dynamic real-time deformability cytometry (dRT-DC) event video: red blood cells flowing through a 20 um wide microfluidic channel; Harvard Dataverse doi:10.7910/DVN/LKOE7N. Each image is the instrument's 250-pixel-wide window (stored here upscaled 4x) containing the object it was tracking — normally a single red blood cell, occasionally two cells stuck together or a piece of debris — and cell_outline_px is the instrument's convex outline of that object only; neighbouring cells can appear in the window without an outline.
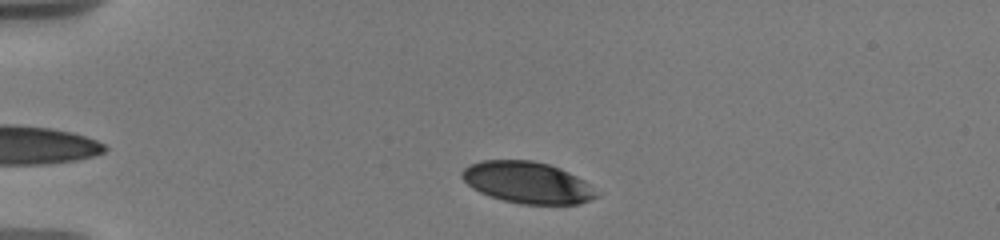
{"species": "human", "species_latin": "Homo sapiens", "temperature_condition": "warm", "stored_images_in_passage": 78, "camera_frame_rate_fps": 3000, "um_per_image_px": 0.085, "donor": {"sex": "male"}, "frame": {"image": 1, "passage_image": 6, "time_ms": 1.333, "image_size_px": [1000, 240], "cell_outline_px": [[596, 196], [580, 204], [520, 204], [504, 200], [480, 192], [472, 188], [460, 176], [460, 172], [468, 164], [480, 160], [532, 160], [548, 164], [560, 168], [584, 180], [588, 184]], "centroid_in_image_um": [44.76, 15.5], "position_along_channel_um": 40.2, "area_um2": 32.25}}
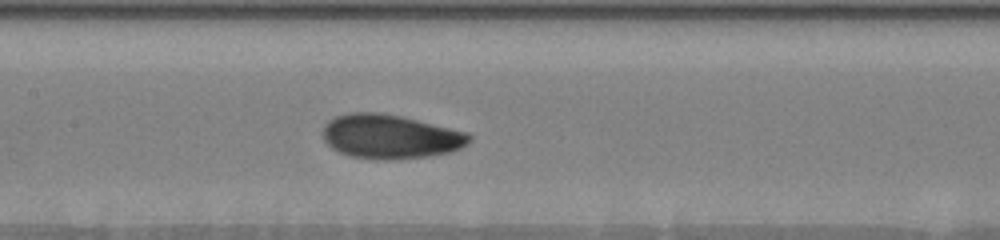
{"frame": {"image": 2, "passage_image": 27, "time_ms": 6.333, "image_size_px": [1000, 240], "cell_outline_px": [[472, 140], [468, 144], [452, 152], [428, 156], [388, 160], [384, 160], [352, 156], [340, 152], [332, 148], [324, 140], [324, 124], [328, 120], [336, 116], [352, 112], [380, 112], [400, 116], [468, 132], [472, 136]], "centroid_in_image_um": [33.2, 11.6], "position_along_channel_um": 174.2, "area_um2": 37.63}}
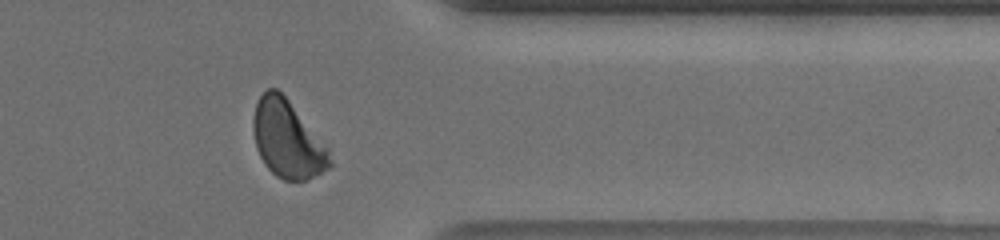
{"frame": {"image": 3, "passage_image": 54, "time_ms": 12.333, "image_size_px": [1000, 240], "cell_outline_px": [[332, 164], [328, 168], [304, 180], [284, 180], [276, 176], [268, 168], [260, 156], [256, 148], [252, 128], [252, 120], [256, 104], [260, 96], [268, 88], [276, 88], [288, 100], [328, 148], [332, 160]], "centroid_in_image_um": [24.41, 11.84], "position_along_channel_um": 387.0, "area_um2": 33.99}, "authors_computed_cell_mechanics": {"area_um2": 35.4025, "velocity_mm_per_s": 3.6433, "shape_relaxation_time_tau1_ms": 2.7567, "shape_relaxation_time_tau2_ms": 1.0719, "deformation_change_tau1": 0.1379, "deformation_change_tau2": 0.0504}}